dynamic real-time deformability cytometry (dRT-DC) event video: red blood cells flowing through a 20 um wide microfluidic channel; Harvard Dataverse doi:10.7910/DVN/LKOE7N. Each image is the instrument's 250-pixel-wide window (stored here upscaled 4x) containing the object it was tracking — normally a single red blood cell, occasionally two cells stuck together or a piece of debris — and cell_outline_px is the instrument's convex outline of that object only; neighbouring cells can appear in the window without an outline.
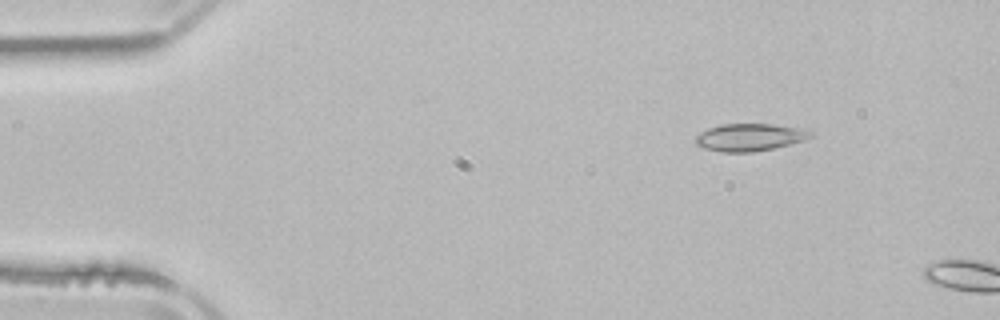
{"species": "common noctule bat (a hibernating species)", "species_latin": "Nyctalus noctula", "temperature_condition": "room temperature", "stored_images_in_passage": 3, "camera_frame_rate_fps": 3000, "um_per_image_px": 0.085, "animal": {"sex": "male", "body_mass_g": 21.5, "forearm_length_mm": 52.0}, "frame": {"image": 1, "passage_image": 2, "time_ms": 1.0, "image_size_px": [1000, 320], "cell_outline_px": [[812, 136], [804, 140], [792, 144], [752, 152], [720, 152], [704, 148], [696, 144], [692, 140], [700, 132], [708, 128], [720, 124], [772, 124], [804, 128], [812, 132]], "centroid_in_image_um": [63.7, 11.66], "position_along_channel_um": 21.3, "area_um2": 18.55}}